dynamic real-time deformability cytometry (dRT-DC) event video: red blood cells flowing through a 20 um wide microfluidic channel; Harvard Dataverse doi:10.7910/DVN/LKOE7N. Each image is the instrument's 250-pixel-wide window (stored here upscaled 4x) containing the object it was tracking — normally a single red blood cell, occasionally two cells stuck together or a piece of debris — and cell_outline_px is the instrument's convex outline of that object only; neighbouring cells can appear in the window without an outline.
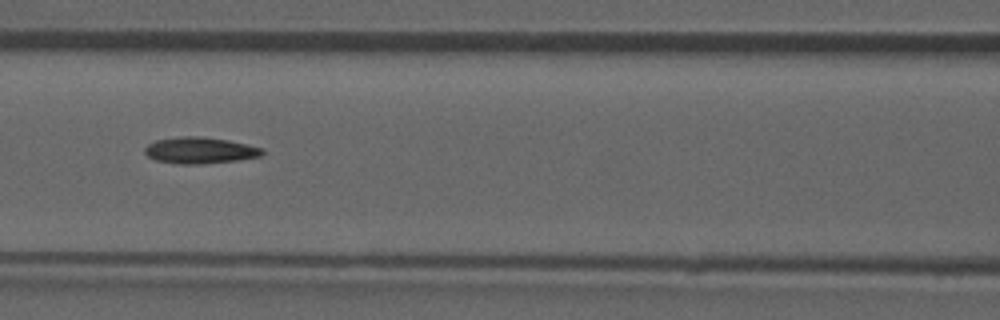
{"species": "common noctule bat (a hibernating species)", "species_latin": "Nyctalus noctula", "temperature_condition": "room temperature", "stored_images_in_passage": 9, "camera_frame_rate_fps": 3000, "um_per_image_px": 0.085, "animal": {"sex": "male", "forearm_length_mm": 52.5}, "frame": {"image": 1, "passage_image": 6, "time_ms": 6.667, "image_size_px": [1000, 320], "cell_outline_px": [[264, 152], [260, 156], [236, 160], [200, 164], [180, 164], [156, 160], [148, 156], [144, 152], [144, 148], [148, 144], [156, 140], [180, 136], [200, 136], [228, 140], [264, 148]], "centroid_in_image_um": [16.98, 12.77], "position_along_channel_um": 149.6, "area_um2": 17.98}}